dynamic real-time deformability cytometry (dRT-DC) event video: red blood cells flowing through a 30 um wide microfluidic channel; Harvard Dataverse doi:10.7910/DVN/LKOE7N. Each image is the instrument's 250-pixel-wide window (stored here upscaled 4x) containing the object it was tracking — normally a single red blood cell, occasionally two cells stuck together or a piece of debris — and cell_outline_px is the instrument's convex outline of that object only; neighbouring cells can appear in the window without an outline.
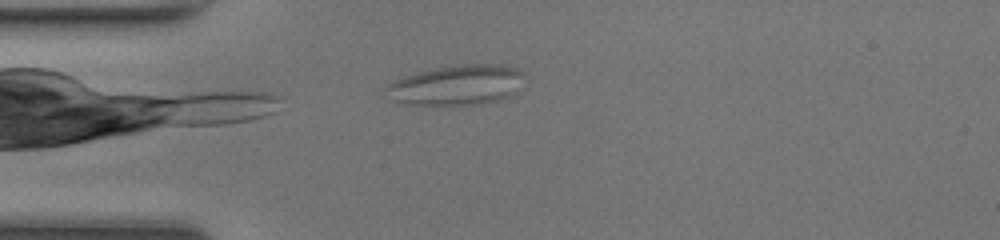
{"species": "common noctule bat (a hibernating species)", "species_latin": "Nyctalus noctula", "temperature_condition": "room temperature", "stored_images_in_passage": 39, "camera_frame_rate_fps": 3000, "um_per_image_px": 0.085, "animal": {"sex": "female", "body_mass_g": 17.0, "forearm_length_mm": 48.0}, "frame": {"image": 1, "passage_image": 1, "time_ms": 0.0, "image_size_px": [1000, 240], "cell_outline_px": [[524, 88], [500, 100], [484, 104], [448, 108], [400, 104], [392, 100], [384, 88], [388, 84], [404, 76], [436, 68], [464, 64], [508, 64], [524, 72]], "centroid_in_image_um": [38.87, 7.29], "position_along_channel_um": 46.1, "area_um2": 33.81}}
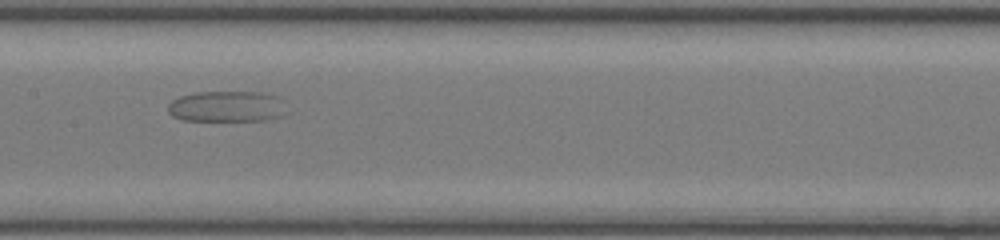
{"frame": {"image": 2, "passage_image": 13, "time_ms": 4.0, "image_size_px": [1000, 240], "cell_outline_px": [[288, 112], [280, 116], [264, 120], [184, 120], [172, 116], [168, 112], [168, 104], [172, 100], [180, 96], [196, 92], [264, 92], [280, 96]], "centroid_in_image_um": [19.31, 9.04], "position_along_channel_um": 188.1, "area_um2": 21.56}}
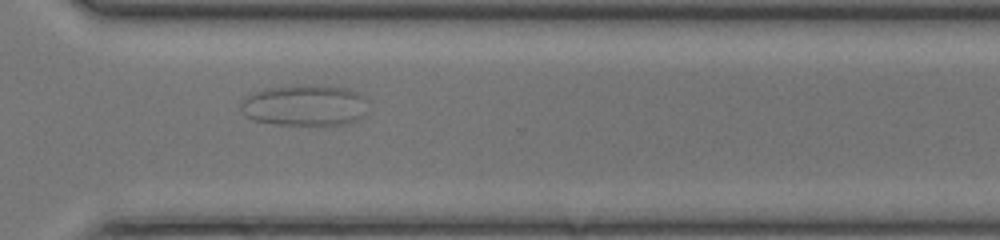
{"frame": {"image": 3, "passage_image": 25, "time_ms": 8.0, "image_size_px": [1000, 240], "cell_outline_px": [[368, 112], [360, 120], [348, 124], [316, 128], [276, 124], [252, 120], [240, 108], [240, 104], [248, 96], [264, 88], [292, 84], [312, 84], [344, 88], [356, 92], [364, 96]], "centroid_in_image_um": [25.96, 8.99], "position_along_channel_um": 344.6, "area_um2": 31.79}}